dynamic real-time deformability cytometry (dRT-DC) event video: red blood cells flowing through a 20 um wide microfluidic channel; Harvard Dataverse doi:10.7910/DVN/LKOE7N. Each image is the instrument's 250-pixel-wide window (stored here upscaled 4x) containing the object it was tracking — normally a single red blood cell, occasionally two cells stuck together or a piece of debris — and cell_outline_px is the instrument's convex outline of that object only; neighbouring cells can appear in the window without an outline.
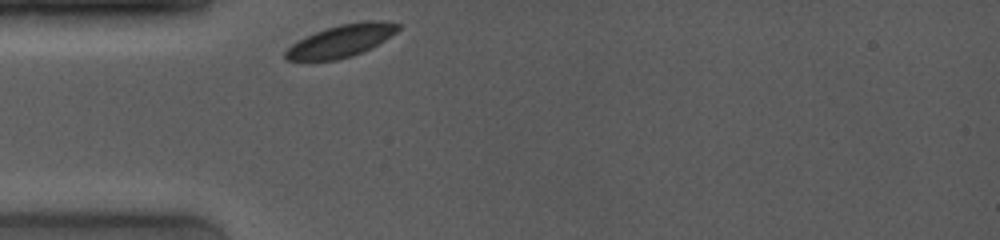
{"species": "common noctule bat (a hibernating species)", "species_latin": "Nyctalus noctula", "temperature_condition": "room temperature", "stored_images_in_passage": 31, "camera_frame_rate_fps": 4000, "um_per_image_px": 0.085, "animal": {"sex": "female", "body_mass_g": 19.0, "forearm_length_mm": 53.3}, "frame": {"image": 1, "passage_image": 1, "time_ms": 0.0, "image_size_px": [1000, 240], "cell_outline_px": [[400, 28], [396, 32], [384, 40], [352, 56], [336, 60], [288, 60], [284, 56], [284, 52], [292, 44], [316, 32], [340, 24], [368, 20], [380, 20], [400, 24]], "centroid_in_image_um": [29.01, 3.46], "position_along_channel_um": 56.0, "area_um2": 20.69}}
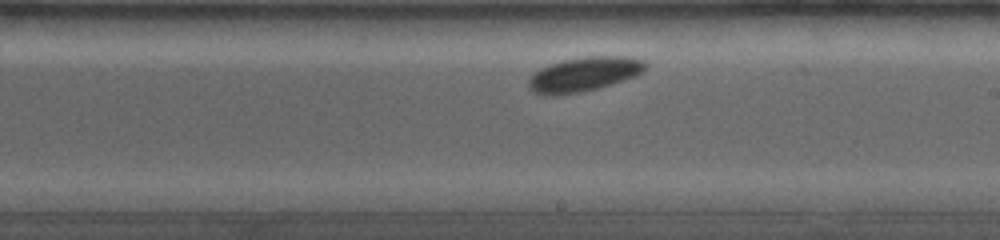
{"frame": {"image": 2, "passage_image": 17, "time_ms": 5.0, "image_size_px": [1000, 240], "cell_outline_px": [[648, 68], [636, 76], [612, 84], [580, 92], [552, 96], [544, 96], [532, 92], [528, 88], [528, 80], [540, 68], [548, 64], [560, 60], [580, 56], [632, 56], [644, 60], [648, 64]], "centroid_in_image_um": [49.65, 6.3], "position_along_channel_um": 239.4, "area_um2": 23.93}}
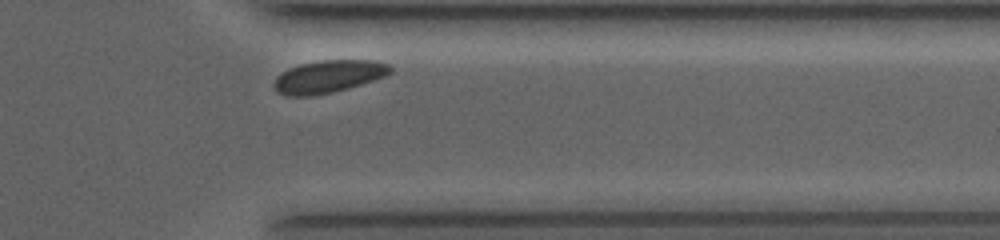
{"frame": {"image": 3, "passage_image": 29, "time_ms": 8.75, "image_size_px": [1000, 240], "cell_outline_px": [[392, 72], [384, 76], [348, 88], [332, 92], [312, 96], [288, 96], [276, 92], [272, 84], [276, 76], [288, 68], [300, 64], [324, 60], [376, 60], [388, 64], [392, 68]], "centroid_in_image_um": [27.87, 6.5], "position_along_channel_um": 383.5, "area_um2": 22.08}}